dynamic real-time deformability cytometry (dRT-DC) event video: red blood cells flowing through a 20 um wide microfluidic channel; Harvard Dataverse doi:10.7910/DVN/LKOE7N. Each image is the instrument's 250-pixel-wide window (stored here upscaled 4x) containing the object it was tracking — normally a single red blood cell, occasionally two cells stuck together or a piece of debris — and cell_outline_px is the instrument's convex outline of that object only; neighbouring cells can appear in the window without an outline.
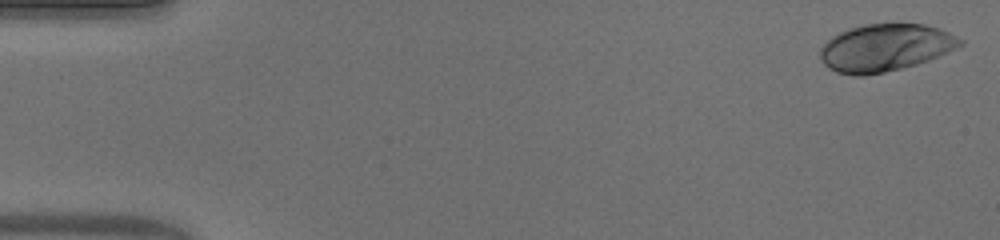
{"species": "human", "species_latin": "Homo sapiens", "temperature_condition": "warm", "stored_images_in_passage": 52, "camera_frame_rate_fps": 3000, "um_per_image_px": 0.085, "donor": {"sex": "male"}, "frame": {"image": 1, "passage_image": 1, "time_ms": 0.0, "image_size_px": [1000, 240], "cell_outline_px": [[964, 44], [956, 48], [928, 60], [916, 64], [884, 72], [864, 76], [852, 76], [836, 72], [828, 68], [820, 60], [820, 48], [832, 36], [848, 28], [864, 24], [924, 24], [940, 28], [964, 40]], "centroid_in_image_um": [75.22, 4.05], "position_along_channel_um": 9.8, "area_um2": 38.61}}
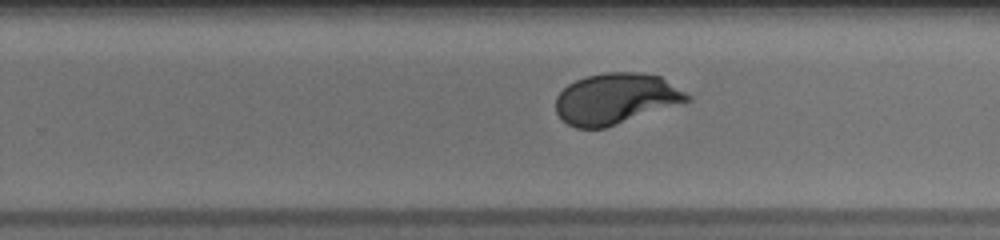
{"frame": {"image": 2, "passage_image": 33, "time_ms": 10.667, "image_size_px": [1000, 240], "cell_outline_px": [[692, 100], [604, 128], [576, 128], [568, 124], [556, 112], [556, 96], [568, 84], [584, 76], [604, 72], [640, 72], [660, 76], [692, 96]], "centroid_in_image_um": [52.34, 8.37], "position_along_channel_um": 277.5, "area_um2": 38.84}}
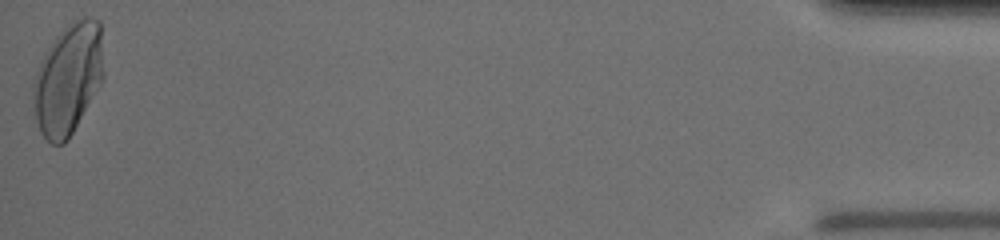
{"frame": {"image": 3, "passage_image": 52, "time_ms": 17.0, "image_size_px": [1000, 240], "cell_outline_px": [[104, 80], [68, 140], [64, 144], [52, 144], [40, 132], [36, 120], [32, 100], [32, 84], [40, 60], [52, 40], [64, 28], [76, 20], [88, 16], [100, 20], [104, 72]], "centroid_in_image_um": [5.79, 6.72], "position_along_channel_um": 429.4, "area_um2": 46.01}, "authors_computed_cell_mechanics": {"area_um2": 39.015, "velocity_mm_per_s": 3.8887, "shape_relaxation_time_tau1_ms": 3.1953, "shape_relaxation_time_tau2_ms": null, "deformation_change_tau1": 0.1785, "deformation_change_tau2": null}}